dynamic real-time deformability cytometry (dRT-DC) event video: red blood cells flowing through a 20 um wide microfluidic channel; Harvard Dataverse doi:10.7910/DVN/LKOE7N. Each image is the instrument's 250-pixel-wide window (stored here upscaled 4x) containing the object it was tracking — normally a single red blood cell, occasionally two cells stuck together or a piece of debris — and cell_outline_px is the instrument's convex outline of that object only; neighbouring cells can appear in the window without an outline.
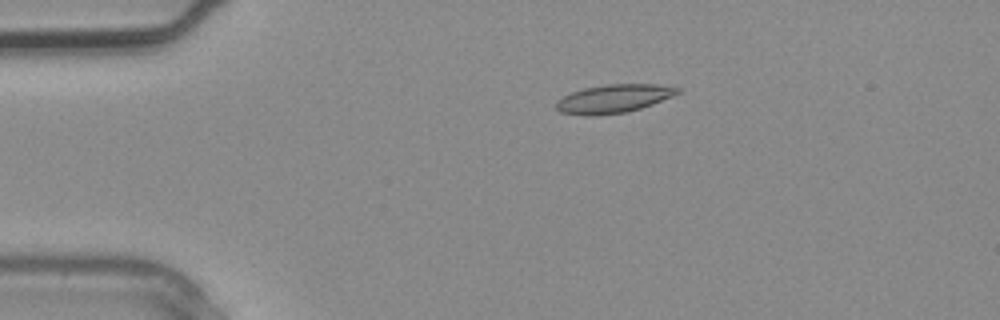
{"species": "common noctule bat (a hibernating species)", "species_latin": "Nyctalus noctula", "temperature_condition": "warm", "stored_images_in_passage": 3, "camera_frame_rate_fps": 3000, "um_per_image_px": 0.085, "animal": {"sex": "male", "body_mass_g": 20.4}, "frame": {"image": 1, "passage_image": 3, "time_ms": 0.667, "image_size_px": [1000, 320], "cell_outline_px": [[680, 92], [672, 96], [652, 104], [640, 108], [624, 112], [596, 116], [584, 116], [560, 112], [556, 108], [556, 100], [572, 92], [584, 88], [608, 84], [656, 84], [680, 88]], "centroid_in_image_um": [52.12, 8.39], "position_along_channel_um": 32.9, "area_um2": 20.0}}